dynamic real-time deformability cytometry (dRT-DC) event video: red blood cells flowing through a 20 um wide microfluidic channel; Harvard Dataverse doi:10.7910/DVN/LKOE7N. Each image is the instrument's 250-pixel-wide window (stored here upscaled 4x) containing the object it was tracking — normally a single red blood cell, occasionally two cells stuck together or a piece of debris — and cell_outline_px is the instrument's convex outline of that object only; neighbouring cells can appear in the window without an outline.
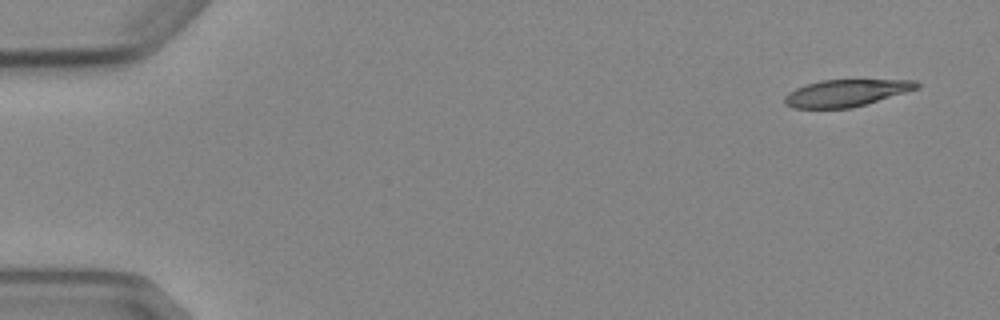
{"species": "Egyptian fruit bat (a non-hibernating species)", "species_latin": "Rousettus aegyptiacus", "temperature_condition": "cold", "stored_images_in_passage": 7, "camera_frame_rate_fps": 3000, "um_per_image_px": 0.085, "animal": {"sex": "female"}, "frame": {"image": 1, "passage_image": 1, "time_ms": 0.0, "image_size_px": [1000, 320], "cell_outline_px": [[920, 88], [852, 108], [792, 108], [784, 104], [784, 96], [788, 92], [796, 88], [820, 80], [916, 80], [920, 84]], "centroid_in_image_um": [71.91, 7.9], "position_along_channel_um": 13.1, "area_um2": 20.75}}
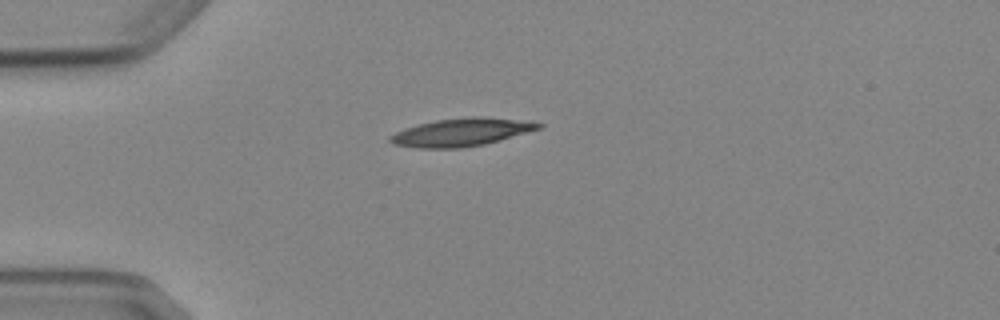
{"frame": {"image": 2, "passage_image": 4, "time_ms": 3.667, "image_size_px": [1000, 320], "cell_outline_px": [[544, 124], [540, 128], [500, 140], [484, 144], [460, 148], [416, 148], [392, 144], [388, 140], [388, 136], [404, 128], [436, 120], [468, 116], [484, 116]], "centroid_in_image_um": [39.13, 11.24], "position_along_channel_um": 45.9, "area_um2": 23.93}}
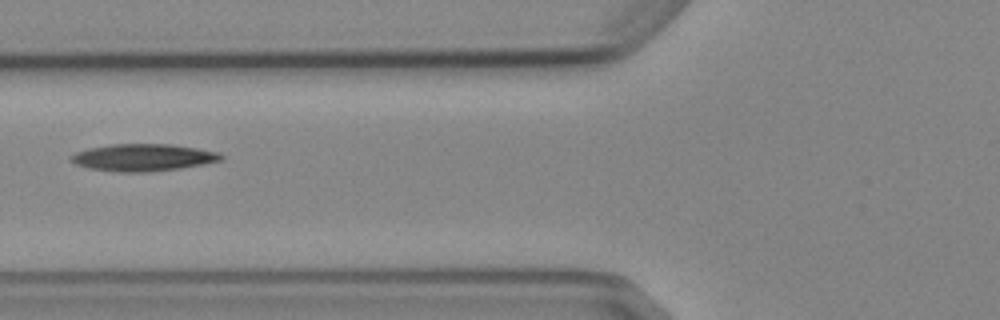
{"frame": {"image": 3, "passage_image": 6, "time_ms": 6.0, "image_size_px": [1000, 320], "cell_outline_px": [[224, 160], [204, 164], [180, 168], [148, 172], [120, 172], [88, 168], [76, 164], [68, 160], [68, 156], [76, 152], [88, 148], [112, 144], [172, 144], [220, 152], [224, 156]], "centroid_in_image_um": [12.16, 13.38], "position_along_channel_um": 113.6, "area_um2": 23.93}}